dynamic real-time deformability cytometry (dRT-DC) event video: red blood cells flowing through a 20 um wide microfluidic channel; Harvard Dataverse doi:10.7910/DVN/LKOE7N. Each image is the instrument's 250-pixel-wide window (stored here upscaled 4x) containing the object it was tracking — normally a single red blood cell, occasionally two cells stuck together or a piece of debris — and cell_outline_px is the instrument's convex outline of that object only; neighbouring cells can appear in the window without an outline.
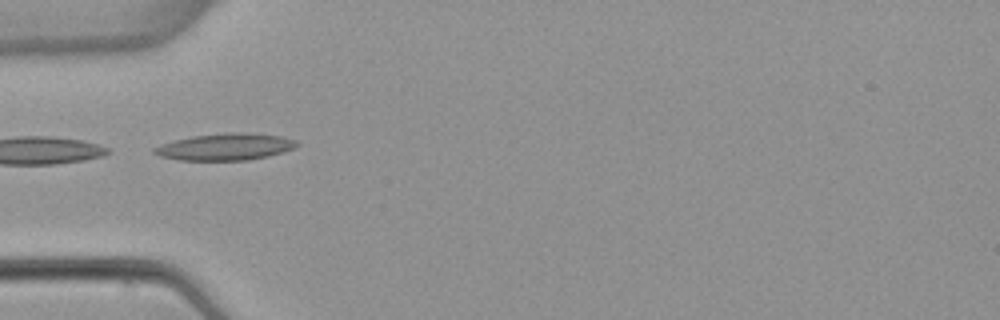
{"species": "common noctule bat (a hibernating species)", "species_latin": "Nyctalus noctula", "temperature_condition": "warm", "stored_images_in_passage": 6, "camera_frame_rate_fps": 3000, "um_per_image_px": 0.085, "animal": {"sex": "female", "body_mass_g": 22.7, "forearm_length_mm": 54.2}, "frame": {"image": 1, "passage_image": 5, "time_ms": 5.0, "image_size_px": [1000, 320], "cell_outline_px": [[300, 144], [292, 148], [268, 156], [248, 160], [180, 160], [160, 156], [152, 152], [152, 148], [160, 144], [192, 136], [224, 132], [244, 132], [280, 136], [296, 140]], "centroid_in_image_um": [19.12, 12.47], "position_along_channel_um": 65.9, "area_um2": 22.2}}
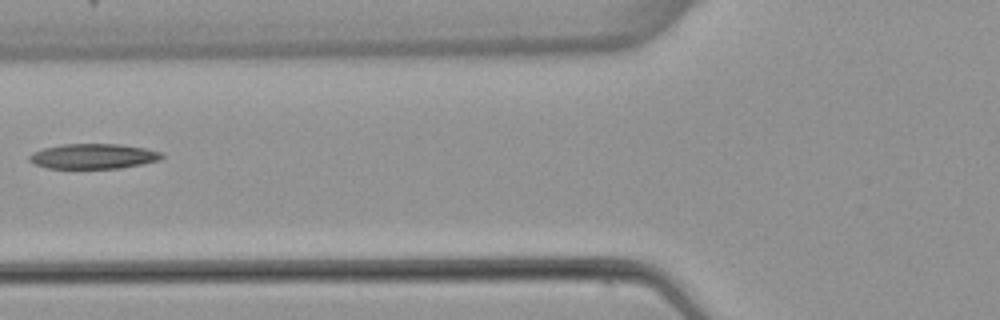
{"frame": {"image": 2, "passage_image": 6, "time_ms": 6.333, "image_size_px": [1000, 320], "cell_outline_px": [[164, 156], [160, 160], [144, 164], [120, 168], [48, 168], [32, 164], [28, 160], [28, 156], [32, 152], [44, 148], [64, 144], [120, 144], [144, 148], [160, 152]], "centroid_in_image_um": [7.91, 13.28], "position_along_channel_um": 117.9, "area_um2": 19.42}}